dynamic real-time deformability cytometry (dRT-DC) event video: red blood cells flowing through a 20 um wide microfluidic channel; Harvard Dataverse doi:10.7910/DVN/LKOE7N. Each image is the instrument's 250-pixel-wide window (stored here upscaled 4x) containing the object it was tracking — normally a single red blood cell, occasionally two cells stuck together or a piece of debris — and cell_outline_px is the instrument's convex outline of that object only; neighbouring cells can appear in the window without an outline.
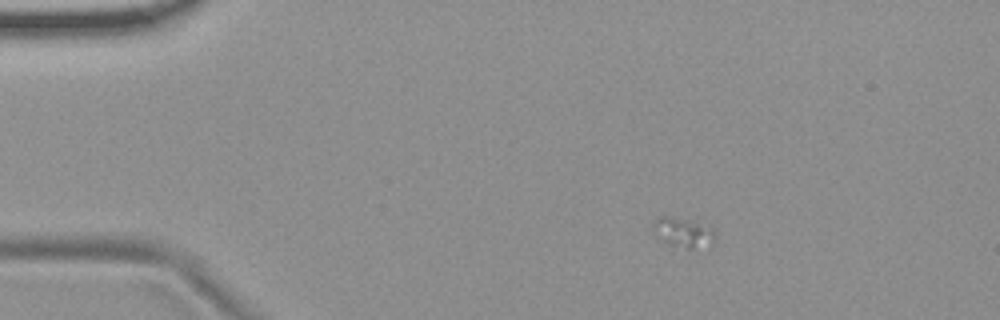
{"species": "common noctule bat (a hibernating species)", "species_latin": "Nyctalus noctula", "temperature_condition": "room temperature", "stored_images_in_passage": 4, "camera_frame_rate_fps": 3000, "um_per_image_px": 0.085, "animal": {"sex": "female", "body_mass_g": 19.9}, "frame": {"image": 1, "passage_image": 1, "time_ms": 0.0, "image_size_px": [1000, 320], "cell_outline_px": [[716, 240], [712, 244], [692, 248], [672, 248], [652, 228], [652, 224], [660, 216], [668, 216], [712, 224], [716, 232]], "centroid_in_image_um": [58.18, 19.75], "position_along_channel_um": 26.8, "area_um2": 11.04}}